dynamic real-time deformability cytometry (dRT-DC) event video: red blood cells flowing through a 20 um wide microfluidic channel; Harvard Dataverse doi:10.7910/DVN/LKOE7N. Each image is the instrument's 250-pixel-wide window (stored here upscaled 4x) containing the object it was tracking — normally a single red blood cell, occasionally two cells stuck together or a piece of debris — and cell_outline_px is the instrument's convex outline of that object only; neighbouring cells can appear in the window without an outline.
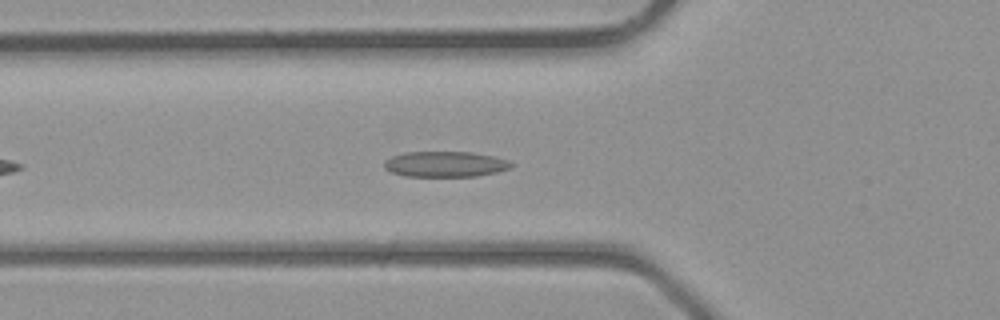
{"species": "common noctule bat (a hibernating species)", "species_latin": "Nyctalus noctula", "temperature_condition": "room temperature", "stored_images_in_passage": 27, "camera_frame_rate_fps": 3000, "um_per_image_px": 0.085, "animal": {"sex": "male", "body_mass_g": 23.1, "forearm_length_mm": 52.7}, "frame": {"image": 1, "passage_image": 6, "time_ms": 1.667, "image_size_px": [1000, 320], "cell_outline_px": [[516, 164], [512, 168], [496, 172], [476, 176], [404, 176], [392, 172], [384, 168], [384, 160], [392, 156], [404, 152], [472, 152], [496, 156], [508, 160]], "centroid_in_image_um": [37.88, 13.94], "position_along_channel_um": 87.9, "area_um2": 19.13}}
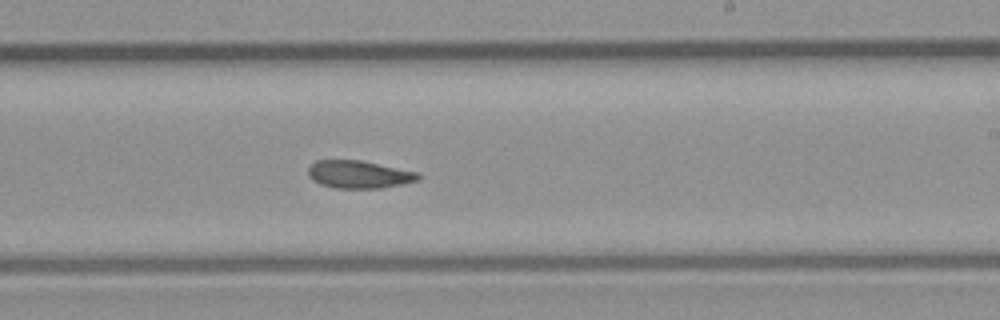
{"frame": {"image": 2, "passage_image": 16, "time_ms": 5.0, "image_size_px": [1000, 320], "cell_outline_px": [[420, 176], [416, 180], [400, 184], [380, 188], [336, 188], [320, 184], [312, 180], [308, 176], [308, 168], [316, 160], [360, 160], [420, 172]], "centroid_in_image_um": [30.48, 14.82], "position_along_channel_um": 258.5, "area_um2": 17.69}}
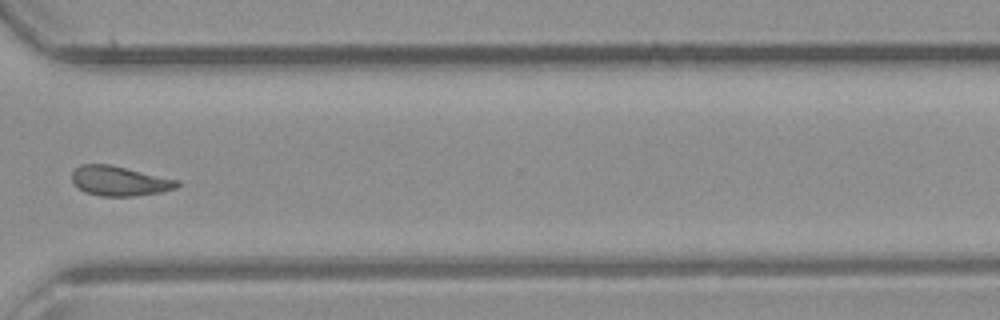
{"frame": {"image": 3, "passage_image": 22, "time_ms": 7.0, "image_size_px": [1000, 320], "cell_outline_px": [[180, 184], [176, 188], [160, 192], [136, 196], [100, 196], [84, 192], [72, 180], [72, 172], [80, 164], [108, 164], [180, 180]], "centroid_in_image_um": [10.17, 15.38], "position_along_channel_um": 360.4, "area_um2": 18.15}}